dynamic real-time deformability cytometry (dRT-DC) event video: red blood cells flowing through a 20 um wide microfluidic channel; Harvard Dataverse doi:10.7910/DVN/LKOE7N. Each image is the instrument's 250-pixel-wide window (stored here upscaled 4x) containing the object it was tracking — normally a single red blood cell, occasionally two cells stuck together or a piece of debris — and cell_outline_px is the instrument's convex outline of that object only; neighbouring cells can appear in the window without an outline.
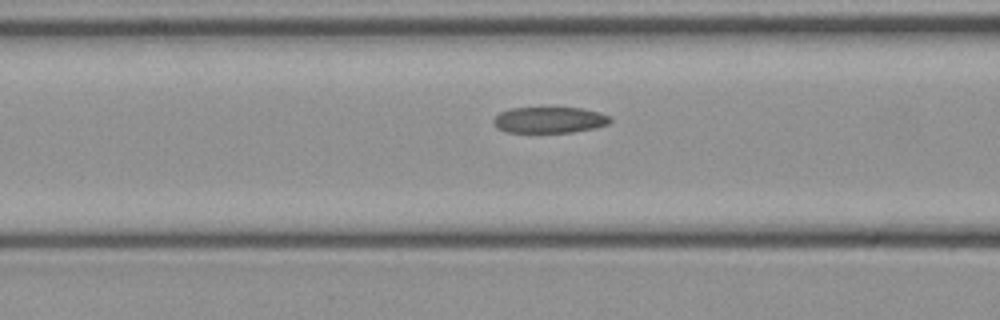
{"species": "common noctule bat (a hibernating species)", "species_latin": "Nyctalus noctula", "temperature_condition": "cold", "stored_images_in_passage": 18, "camera_frame_rate_fps": 3000, "um_per_image_px": 0.085, "animal": {"sex": "female", "body_mass_g": 21.9}, "frame": {"image": 1, "passage_image": 16, "time_ms": 5.0, "image_size_px": [1000, 320], "cell_outline_px": [[612, 120], [608, 124], [596, 128], [572, 132], [508, 132], [496, 128], [492, 120], [500, 112], [512, 108], [580, 108], [600, 112], [608, 116]], "centroid_in_image_um": [46.7, 10.2], "position_along_channel_um": 119.9, "area_um2": 17.69}}